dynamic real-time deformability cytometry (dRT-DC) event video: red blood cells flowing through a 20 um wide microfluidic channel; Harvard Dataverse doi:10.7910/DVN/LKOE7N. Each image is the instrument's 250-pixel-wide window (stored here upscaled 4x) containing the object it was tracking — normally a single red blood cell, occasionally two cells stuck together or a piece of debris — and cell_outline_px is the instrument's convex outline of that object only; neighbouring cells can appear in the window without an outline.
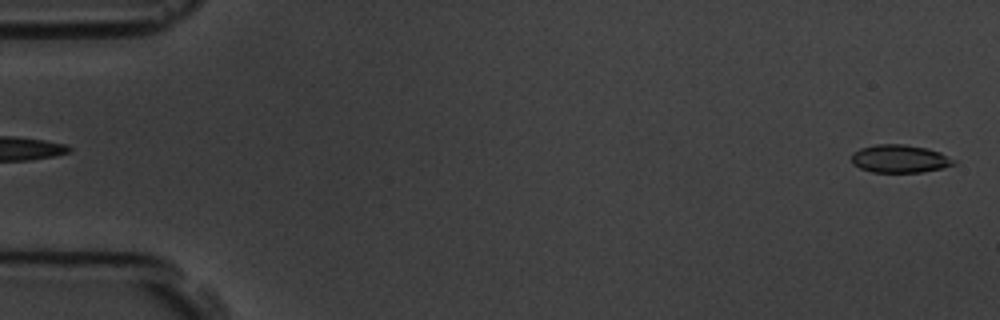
{"species": "common noctule bat (a hibernating species)", "species_latin": "Nyctalus noctula", "temperature_condition": "room temperature", "stored_images_in_passage": 6, "segment_of_instrument_passage": [2, 2], "camera_frame_rate_fps": 3000, "um_per_image_px": 0.085, "animal": {"sex": "male", "body_mass_g": 19.5, "forearm_length_mm": 54.6}, "frame": {"image": 1, "passage_image": 6, "time_ms": 5.667, "image_size_px": [1000, 320], "cell_outline_px": [[956, 164], [944, 168], [924, 172], [872, 172], [860, 168], [852, 164], [852, 152], [860, 148], [876, 144], [904, 144], [928, 148], [940, 152], [956, 160]], "centroid_in_image_um": [76.5, 13.49], "position_along_channel_um": 8.5, "area_um2": 16.88}}